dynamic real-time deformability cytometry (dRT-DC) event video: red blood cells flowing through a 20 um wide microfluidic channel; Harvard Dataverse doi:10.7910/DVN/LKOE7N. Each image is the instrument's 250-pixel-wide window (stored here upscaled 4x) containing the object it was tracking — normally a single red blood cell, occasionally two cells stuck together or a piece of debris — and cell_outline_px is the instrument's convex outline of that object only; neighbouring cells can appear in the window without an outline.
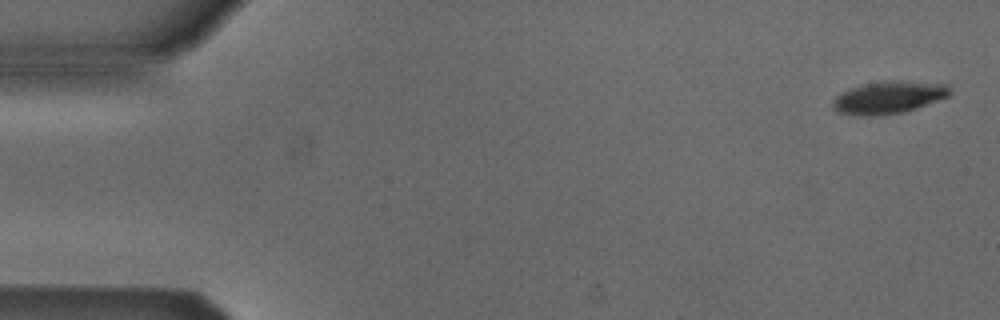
{"species": "Egyptian fruit bat (a non-hibernating species)", "species_latin": "Rousettus aegyptiacus", "temperature_condition": "cold", "stored_images_in_passage": 5, "camera_frame_rate_fps": 3000, "um_per_image_px": 0.085, "animal": {"sex": "male"}, "frame": {"image": 1, "passage_image": 1, "time_ms": 0.0, "image_size_px": [1000, 320], "cell_outline_px": [[952, 92], [948, 96], [916, 108], [904, 112], [872, 116], [860, 116], [836, 112], [832, 108], [832, 100], [836, 96], [852, 88], [868, 84], [888, 80], [948, 84]], "centroid_in_image_um": [75.52, 8.3], "position_along_channel_um": 9.5, "area_um2": 21.85}}
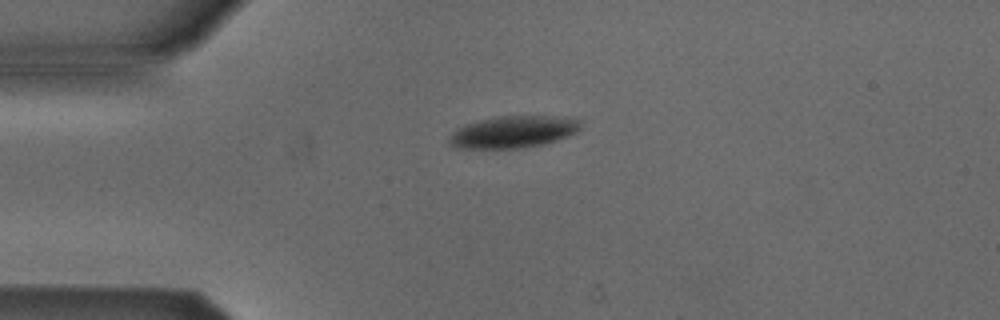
{"frame": {"image": 2, "passage_image": 4, "time_ms": 3.667, "image_size_px": [1000, 320], "cell_outline_px": [[580, 128], [576, 132], [556, 140], [544, 144], [520, 148], [460, 148], [452, 144], [448, 140], [448, 136], [456, 128], [480, 120], [496, 116], [576, 116], [580, 120]], "centroid_in_image_um": [43.67, 11.19], "position_along_channel_um": 41.3, "area_um2": 24.51}}